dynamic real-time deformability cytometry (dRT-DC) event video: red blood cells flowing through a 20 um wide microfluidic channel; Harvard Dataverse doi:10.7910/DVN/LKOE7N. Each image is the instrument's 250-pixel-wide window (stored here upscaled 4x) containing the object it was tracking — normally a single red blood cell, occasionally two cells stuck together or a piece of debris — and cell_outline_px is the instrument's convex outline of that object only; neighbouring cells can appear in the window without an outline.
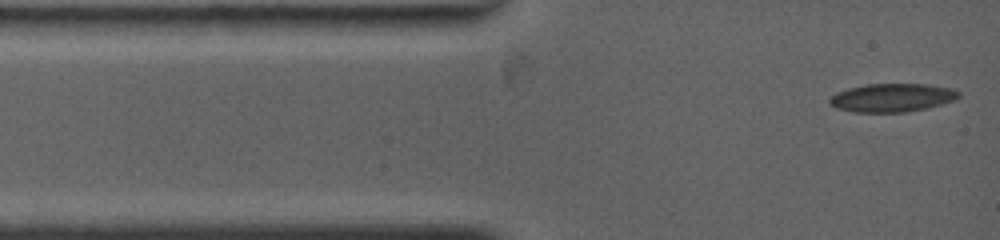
{"species": "common noctule bat (a hibernating species)", "species_latin": "Nyctalus noctula", "temperature_condition": "warm", "stored_images_in_passage": 6, "camera_frame_rate_fps": 4500, "um_per_image_px": 0.085, "animal": {"sex": "female", "body_mass_g": 19.0, "forearm_length_mm": 53.3}, "frame": {"image": 1, "passage_image": 1, "time_ms": 0.0, "image_size_px": [1000, 240], "cell_outline_px": [[960, 96], [956, 100], [924, 108], [904, 112], [852, 112], [836, 108], [828, 104], [828, 100], [836, 92], [848, 88], [868, 84], [928, 84], [948, 88], [960, 92]], "centroid_in_image_um": [75.78, 8.3], "position_along_channel_um": 9.2, "area_um2": 21.27}}
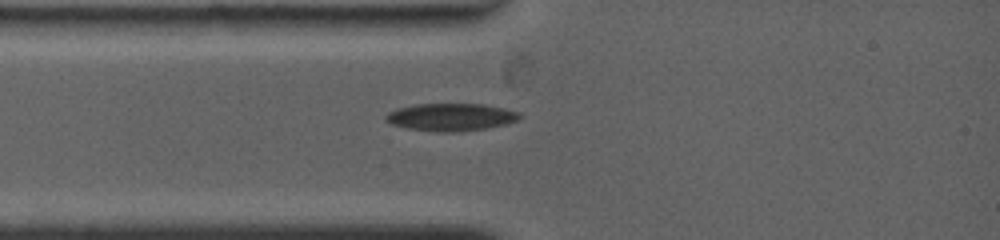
{"frame": {"image": 2, "passage_image": 4, "time_ms": 2.0, "image_size_px": [1000, 240], "cell_outline_px": [[520, 120], [504, 124], [484, 128], [456, 132], [436, 132], [408, 128], [392, 124], [384, 120], [384, 116], [388, 112], [396, 108], [416, 104], [484, 104], [504, 108], [520, 112]], "centroid_in_image_um": [38.3, 9.94], "position_along_channel_um": 46.7, "area_um2": 21.5}}
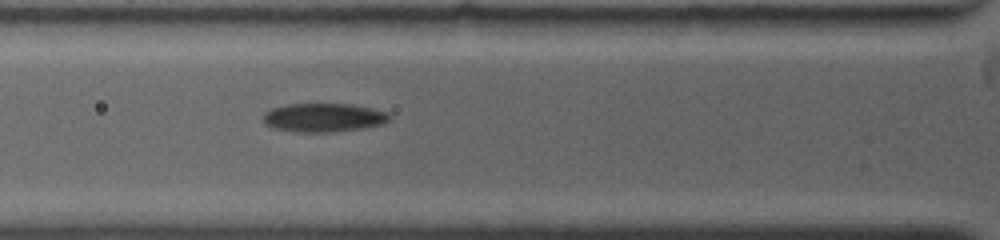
{"frame": {"image": 3, "passage_image": 6, "time_ms": 3.333, "image_size_px": [1000, 240], "cell_outline_px": [[392, 116], [384, 124], [364, 128], [332, 132], [296, 132], [272, 128], [264, 124], [264, 112], [272, 108], [288, 104], [352, 104], [372, 108], [388, 112]], "centroid_in_image_um": [27.52, 10.0], "position_along_channel_um": 98.3, "area_um2": 21.33}}